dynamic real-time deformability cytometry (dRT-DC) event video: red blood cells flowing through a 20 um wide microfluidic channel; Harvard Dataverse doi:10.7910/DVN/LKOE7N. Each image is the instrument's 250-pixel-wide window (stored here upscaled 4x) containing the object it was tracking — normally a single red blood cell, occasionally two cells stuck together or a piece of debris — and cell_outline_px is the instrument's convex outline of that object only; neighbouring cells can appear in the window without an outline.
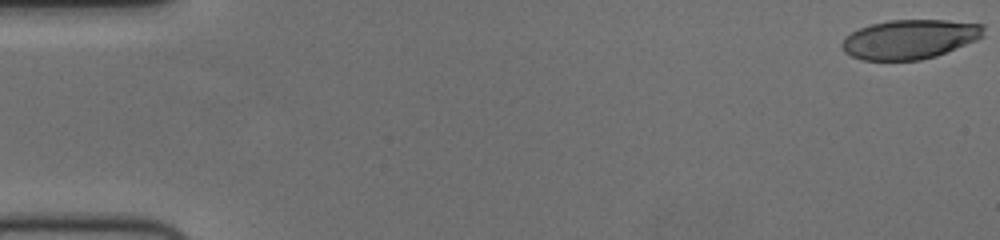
{"species": "human", "species_latin": "Homo sapiens", "temperature_condition": "cold", "stored_images_in_passage": 57, "camera_frame_rate_fps": 3000, "um_per_image_px": 0.085, "donor": {"sex": "female"}, "frame": {"image": 1, "passage_image": 1, "time_ms": 0.0, "image_size_px": [1000, 240], "cell_outline_px": [[984, 36], [976, 40], [936, 56], [920, 60], [860, 60], [844, 52], [840, 44], [844, 36], [860, 28], [872, 24], [888, 20], [948, 20], [984, 24]], "centroid_in_image_um": [77.31, 3.33], "position_along_channel_um": 7.7, "area_um2": 32.6}}
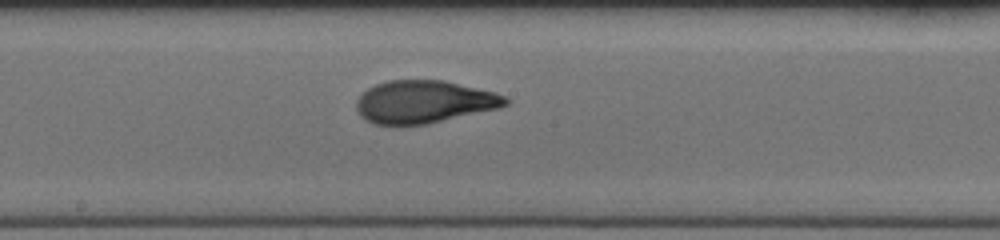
{"frame": {"image": 2, "passage_image": 31, "time_ms": 10.0, "image_size_px": [1000, 240], "cell_outline_px": [[508, 104], [500, 108], [428, 124], [372, 124], [364, 120], [360, 116], [356, 108], [356, 100], [368, 88], [376, 84], [388, 80], [444, 80], [496, 92], [504, 96], [508, 100]], "centroid_in_image_um": [36.04, 8.65], "position_along_channel_um": 212.2, "area_um2": 37.17}}
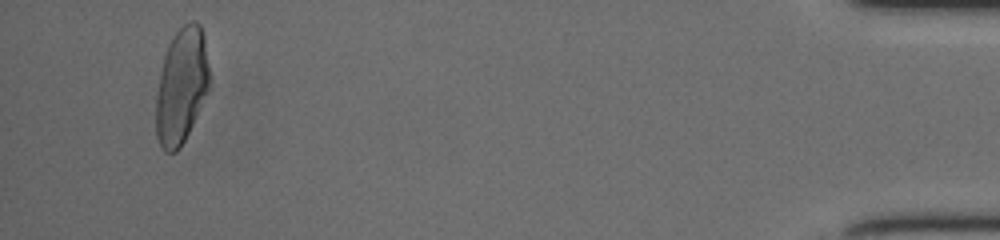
{"frame": {"image": 3, "passage_image": 54, "time_ms": 17.667, "image_size_px": [1000, 240], "cell_outline_px": [[208, 92], [180, 148], [176, 152], [164, 152], [156, 136], [156, 100], [160, 72], [164, 56], [168, 44], [172, 36], [184, 24], [192, 20], [196, 20], [200, 24], [204, 36], [208, 64]], "centroid_in_image_um": [15.41, 7.28], "position_along_channel_um": 419.8, "area_um2": 35.78}, "authors_computed_cell_mechanics": {"area_um2": 35.836, "velocity_mm_per_s": 3.7266, "shape_relaxation_time_tau1_ms": 4.8512, "shape_relaxation_time_tau2_ms": 1.4107, "deformation_change_tau1": 0.2082, "deformation_change_tau2": 0.0821}}